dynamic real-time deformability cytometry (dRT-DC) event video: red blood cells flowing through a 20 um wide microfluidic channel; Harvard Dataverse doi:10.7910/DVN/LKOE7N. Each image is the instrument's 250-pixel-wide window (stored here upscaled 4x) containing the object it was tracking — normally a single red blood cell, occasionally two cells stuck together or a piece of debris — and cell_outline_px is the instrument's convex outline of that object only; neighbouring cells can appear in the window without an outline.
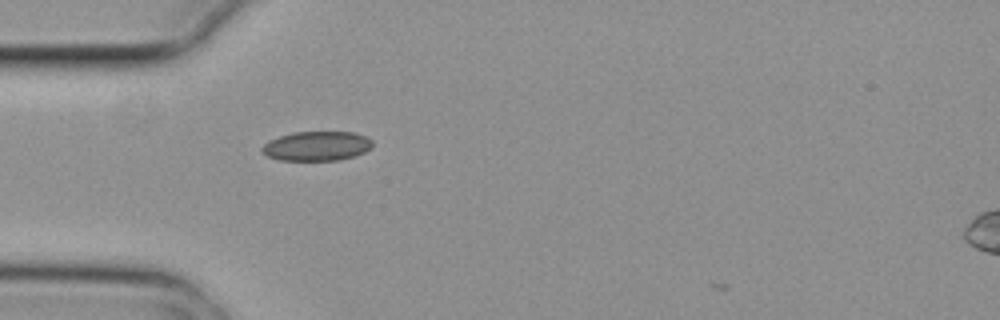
{"species": "common noctule bat (a hibernating species)", "species_latin": "Nyctalus noctula", "temperature_condition": "cold", "stored_images_in_passage": 5, "camera_frame_rate_fps": 3000, "um_per_image_px": 0.085, "animal": {"sex": "female", "body_mass_g": 29.2, "forearm_length_mm": 56.3}, "frame": {"image": 1, "passage_image": 4, "time_ms": 1.0, "image_size_px": [1000, 320], "cell_outline_px": [[372, 148], [356, 156], [340, 160], [280, 160], [268, 156], [260, 152], [260, 148], [268, 140], [292, 132], [352, 132], [364, 136], [372, 140]], "centroid_in_image_um": [26.91, 12.42], "position_along_channel_um": 58.1, "area_um2": 19.07}}